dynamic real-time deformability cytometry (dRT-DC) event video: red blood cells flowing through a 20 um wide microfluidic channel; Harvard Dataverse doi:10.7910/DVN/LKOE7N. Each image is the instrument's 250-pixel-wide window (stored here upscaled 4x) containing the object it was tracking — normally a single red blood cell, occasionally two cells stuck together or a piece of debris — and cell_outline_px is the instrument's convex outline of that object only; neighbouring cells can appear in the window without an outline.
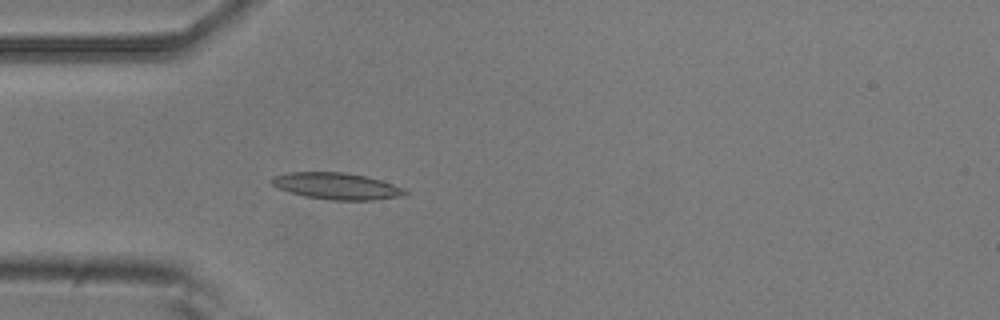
{"species": "common noctule bat (a hibernating species)", "species_latin": "Nyctalus noctula", "temperature_condition": "room temperature", "stored_images_in_passage": 4, "camera_frame_rate_fps": 3000, "um_per_image_px": 0.085, "animal": {"sex": "male", "body_mass_g": 20.5, "forearm_length_mm": 52.5}, "frame": {"image": 1, "passage_image": 4, "time_ms": 1.0, "image_size_px": [1000, 320], "cell_outline_px": [[408, 192], [400, 196], [372, 200], [332, 200], [304, 196], [288, 192], [276, 188], [272, 184], [272, 180], [276, 176], [288, 172], [344, 172], [368, 176], [404, 188]], "centroid_in_image_um": [28.6, 15.81], "position_along_channel_um": 56.4, "area_um2": 20.58}}